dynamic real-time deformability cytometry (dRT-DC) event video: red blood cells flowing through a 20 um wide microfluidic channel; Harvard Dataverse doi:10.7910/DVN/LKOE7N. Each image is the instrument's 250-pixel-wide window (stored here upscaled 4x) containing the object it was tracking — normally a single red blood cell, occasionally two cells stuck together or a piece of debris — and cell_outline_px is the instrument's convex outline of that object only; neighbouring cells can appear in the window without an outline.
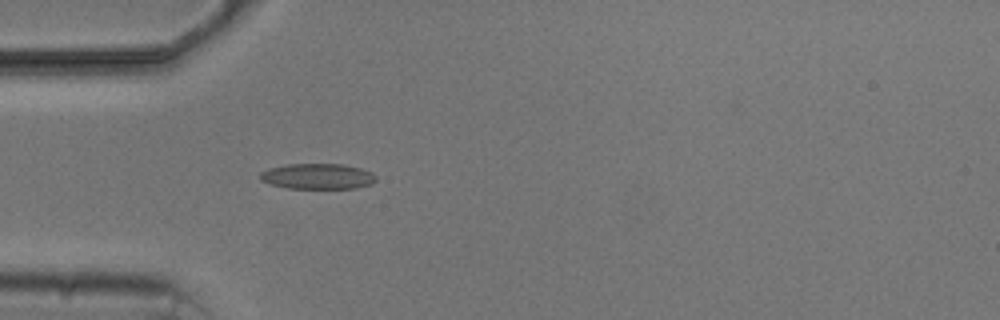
{"species": "common noctule bat (a hibernating species)", "species_latin": "Nyctalus noctula", "temperature_condition": "cold", "stored_images_in_passage": 4, "camera_frame_rate_fps": 3000, "um_per_image_px": 0.085, "animal": {"sex": "male", "body_mass_g": 20.5, "forearm_length_mm": 52.5}, "frame": {"image": 1, "passage_image": 4, "time_ms": 4.667, "image_size_px": [1000, 320], "cell_outline_px": [[376, 180], [372, 184], [356, 188], [288, 188], [272, 184], [260, 180], [260, 172], [268, 168], [288, 164], [344, 164], [360, 168], [372, 172], [376, 176]], "centroid_in_image_um": [27.02, 14.98], "position_along_channel_um": 58.0, "area_um2": 17.28}}